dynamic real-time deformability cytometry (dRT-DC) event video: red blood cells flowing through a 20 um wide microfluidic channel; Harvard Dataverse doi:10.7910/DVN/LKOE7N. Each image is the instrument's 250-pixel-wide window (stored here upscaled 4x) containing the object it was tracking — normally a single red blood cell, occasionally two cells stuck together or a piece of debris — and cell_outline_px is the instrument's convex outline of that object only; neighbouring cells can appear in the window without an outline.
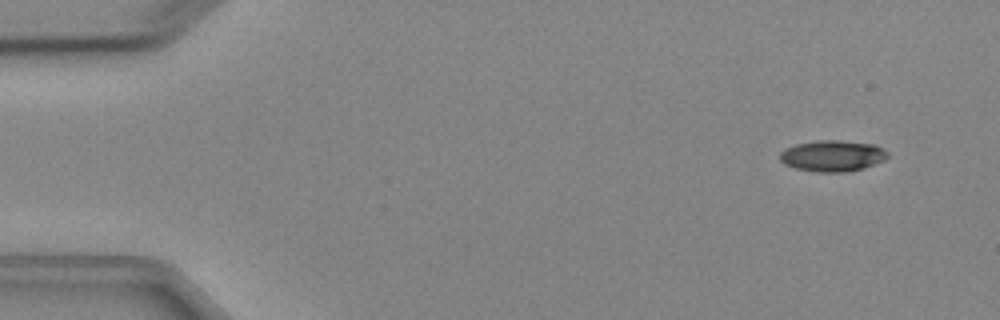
{"species": "Egyptian fruit bat (a non-hibernating species)", "species_latin": "Rousettus aegyptiacus", "temperature_condition": "cold", "stored_images_in_passage": 4, "camera_frame_rate_fps": 3000, "um_per_image_px": 0.085, "animal": {"sex": "female"}, "frame": {"image": 1, "passage_image": 1, "time_ms": 0.0, "image_size_px": [1000, 320], "cell_outline_px": [[888, 156], [884, 160], [864, 168], [844, 172], [816, 172], [796, 168], [784, 164], [780, 160], [780, 152], [784, 148], [796, 144], [820, 140], [840, 140], [872, 144], [884, 148], [888, 152]], "centroid_in_image_um": [70.76, 13.24], "position_along_channel_um": 14.2, "area_um2": 19.59}}
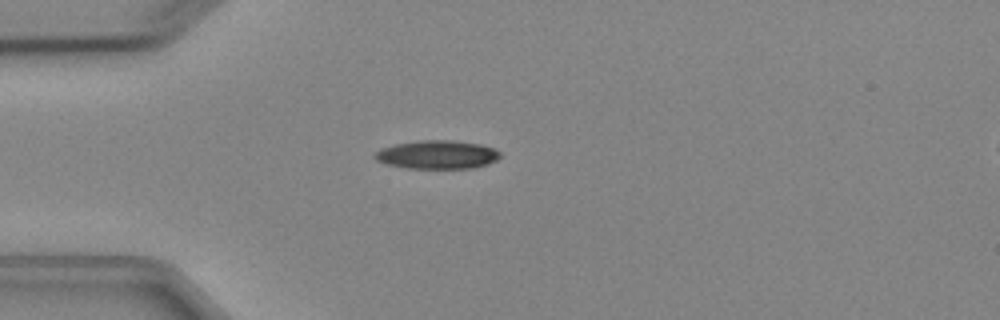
{"frame": {"image": 2, "passage_image": 4, "time_ms": 3.333, "image_size_px": [1000, 320], "cell_outline_px": [[500, 156], [496, 160], [488, 164], [472, 168], [408, 168], [388, 164], [376, 160], [372, 156], [380, 148], [396, 144], [420, 140], [452, 140], [480, 144], [496, 148], [500, 152]], "centroid_in_image_um": [37.18, 13.14], "position_along_channel_um": 47.8, "area_um2": 20.81}}